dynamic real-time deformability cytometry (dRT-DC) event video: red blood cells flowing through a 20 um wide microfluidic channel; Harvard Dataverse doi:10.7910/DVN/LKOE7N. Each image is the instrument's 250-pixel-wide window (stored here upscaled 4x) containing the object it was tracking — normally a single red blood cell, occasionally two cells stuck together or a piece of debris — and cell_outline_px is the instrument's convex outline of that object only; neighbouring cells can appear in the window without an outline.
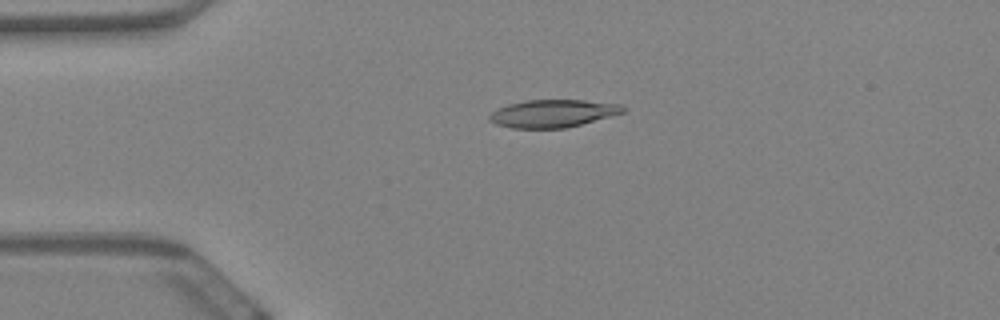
{"species": "Egyptian fruit bat (a non-hibernating species)", "species_latin": "Rousettus aegyptiacus", "temperature_condition": "warm", "stored_images_in_passage": 51, "camera_frame_rate_fps": 3000, "um_per_image_px": 0.085, "animal": {"sex": "female"}, "frame": {"image": 1, "passage_image": 5, "time_ms": 1.333, "image_size_px": [1000, 320], "cell_outline_px": [[624, 112], [580, 124], [564, 128], [512, 128], [496, 124], [488, 120], [488, 116], [492, 112], [508, 104], [524, 100], [584, 100], [620, 104], [624, 108]], "centroid_in_image_um": [46.95, 9.64], "position_along_channel_um": 38.1, "area_um2": 21.27}}
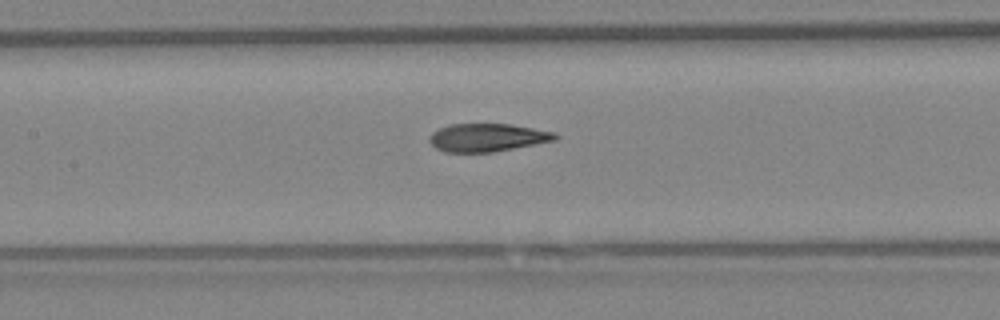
{"frame": {"image": 2, "passage_image": 19, "time_ms": 6.0, "image_size_px": [1000, 320], "cell_outline_px": [[560, 136], [556, 140], [492, 152], [444, 152], [436, 148], [428, 140], [428, 136], [432, 132], [448, 124], [512, 124], [556, 132]], "centroid_in_image_um": [41.42, 11.68], "position_along_channel_um": 166.0, "area_um2": 20.63}}
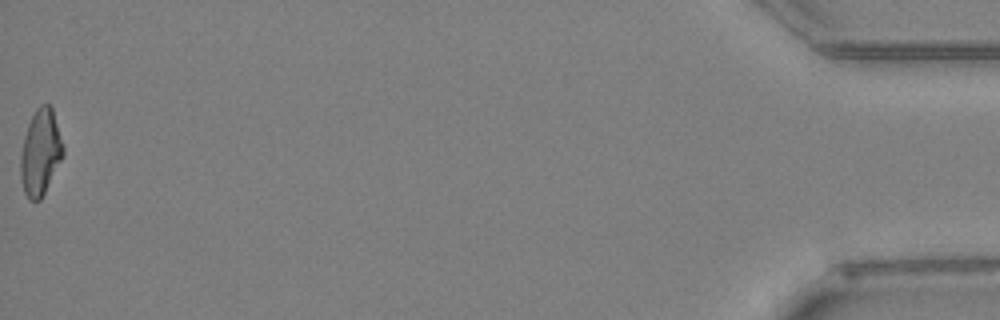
{"frame": {"image": 3, "passage_image": 51, "time_ms": 16.667, "image_size_px": [1000, 320], "cell_outline_px": [[64, 156], [40, 200], [28, 200], [24, 192], [20, 176], [20, 156], [24, 136], [28, 124], [36, 108], [40, 104], [48, 104], [52, 108], [64, 148]], "centroid_in_image_um": [3.43, 12.96], "position_along_channel_um": 431.8, "area_um2": 21.27}, "authors_computed_cell_mechanics": {"area_um2": 21.2704, "velocity_mm_per_s": 3.4363, "shape_relaxation_time_tau1_ms": 10.4556, "shape_relaxation_time_tau2_ms": 2.1754, "deformation_change_tau1": 0.2747, "deformation_change_tau2": 0.1048}}